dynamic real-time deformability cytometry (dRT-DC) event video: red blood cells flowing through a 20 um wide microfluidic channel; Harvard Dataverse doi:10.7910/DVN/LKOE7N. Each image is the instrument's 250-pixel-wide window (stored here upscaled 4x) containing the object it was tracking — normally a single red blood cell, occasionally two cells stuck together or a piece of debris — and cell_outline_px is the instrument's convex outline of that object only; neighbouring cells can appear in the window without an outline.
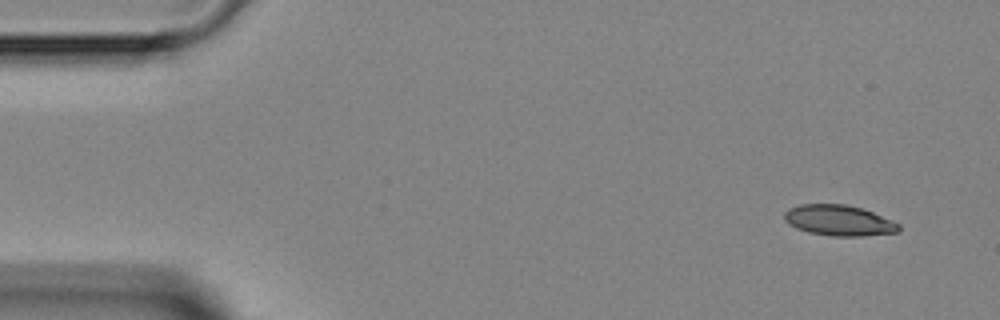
{"species": "Egyptian fruit bat (a non-hibernating species)", "species_latin": "Rousettus aegyptiacus", "temperature_condition": "room temperature", "stored_images_in_passage": 7, "camera_frame_rate_fps": 3000, "um_per_image_px": 0.085, "animal": {"sex": "female"}, "frame": {"image": 1, "passage_image": 1, "time_ms": 0.0, "image_size_px": [1000, 320], "cell_outline_px": [[900, 232], [864, 236], [832, 236], [808, 232], [796, 228], [788, 224], [784, 220], [784, 212], [788, 208], [800, 204], [844, 204], [860, 208], [872, 212], [892, 220], [900, 224]], "centroid_in_image_um": [71.29, 18.74], "position_along_channel_um": 13.7, "area_um2": 20.58}}
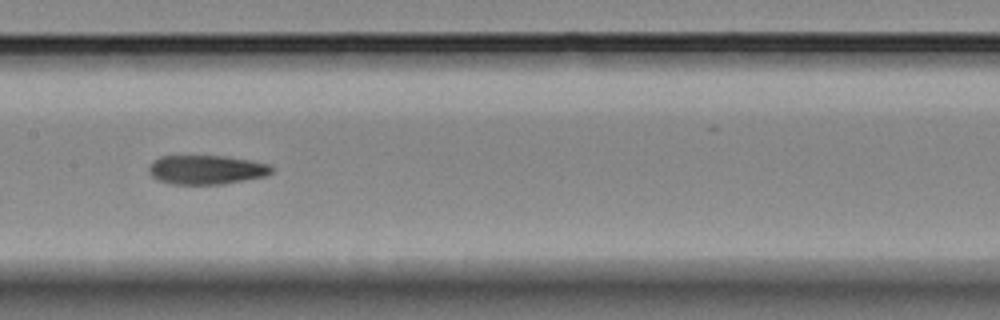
{"frame": {"image": 2, "passage_image": 6, "time_ms": 6.667, "image_size_px": [1000, 320], "cell_outline_px": [[276, 168], [268, 176], [224, 184], [168, 184], [156, 180], [148, 172], [148, 168], [152, 160], [160, 156], [224, 156], [248, 160], [268, 164]], "centroid_in_image_um": [17.53, 14.43], "position_along_channel_um": 189.9, "area_um2": 21.15}}
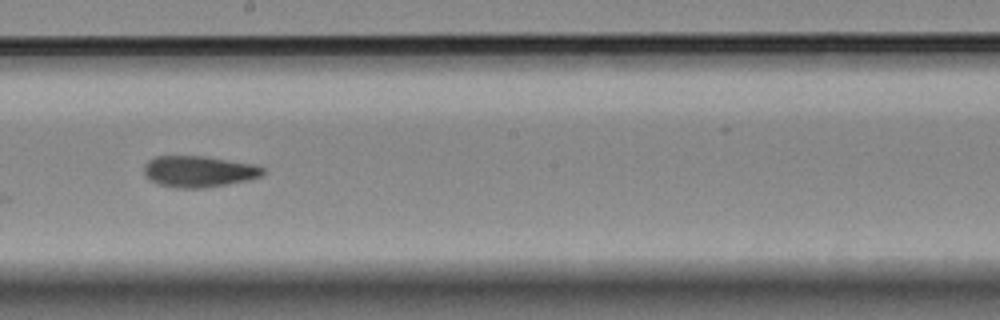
{"frame": {"image": 3, "passage_image": 7, "time_ms": 7.667, "image_size_px": [1000, 320], "cell_outline_px": [[264, 172], [260, 176], [248, 180], [228, 184], [204, 188], [176, 188], [160, 184], [148, 180], [144, 176], [144, 164], [148, 160], [156, 156], [204, 156], [252, 164], [264, 168]], "centroid_in_image_um": [16.84, 14.58], "position_along_channel_um": 231.4, "area_um2": 21.68}}